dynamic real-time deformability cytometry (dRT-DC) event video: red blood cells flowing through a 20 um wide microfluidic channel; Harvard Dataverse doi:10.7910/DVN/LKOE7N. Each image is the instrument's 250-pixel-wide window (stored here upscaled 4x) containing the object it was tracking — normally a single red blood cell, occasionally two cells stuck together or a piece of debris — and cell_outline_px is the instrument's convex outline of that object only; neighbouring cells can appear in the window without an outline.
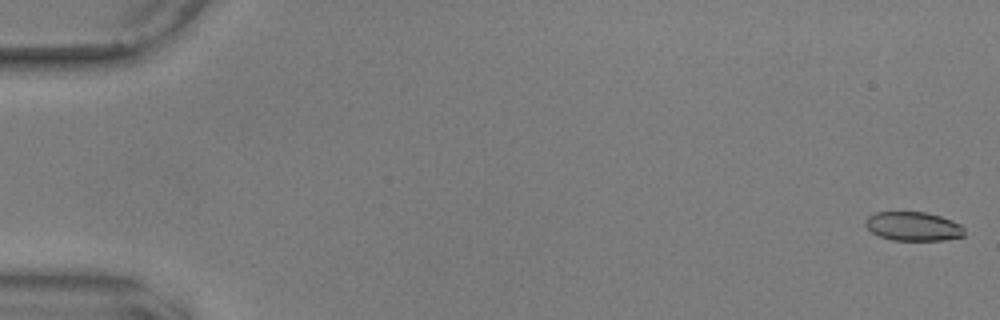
{"species": "common noctule bat (a hibernating species)", "species_latin": "Nyctalus noctula", "temperature_condition": "warm", "stored_images_in_passage": 56, "camera_frame_rate_fps": 3000, "um_per_image_px": 0.085, "animal": {"sex": "male", "body_mass_g": 17.9, "forearm_length_mm": 54.2}, "frame": {"image": 1, "passage_image": 1, "time_ms": 0.0, "image_size_px": [1000, 320], "cell_outline_px": [[964, 236], [944, 240], [892, 240], [880, 236], [872, 232], [864, 224], [864, 220], [868, 216], [876, 212], [928, 212], [952, 220], [960, 224], [964, 228]], "centroid_in_image_um": [77.62, 19.23], "position_along_channel_um": 7.4, "area_um2": 16.76}}
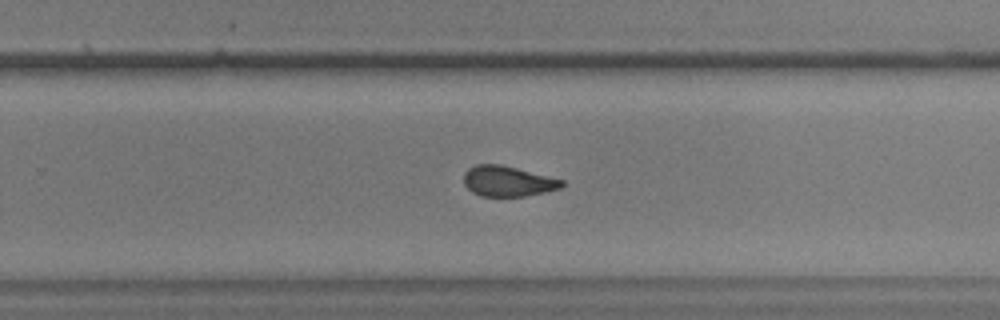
{"frame": {"image": 2, "passage_image": 37, "time_ms": 12.0, "image_size_px": [1000, 320], "cell_outline_px": [[564, 184], [560, 188], [544, 192], [524, 196], [480, 196], [472, 192], [464, 184], [464, 172], [468, 168], [476, 164], [500, 164], [564, 180]], "centroid_in_image_um": [43.13, 15.4], "position_along_channel_um": 286.7, "area_um2": 17.28}}
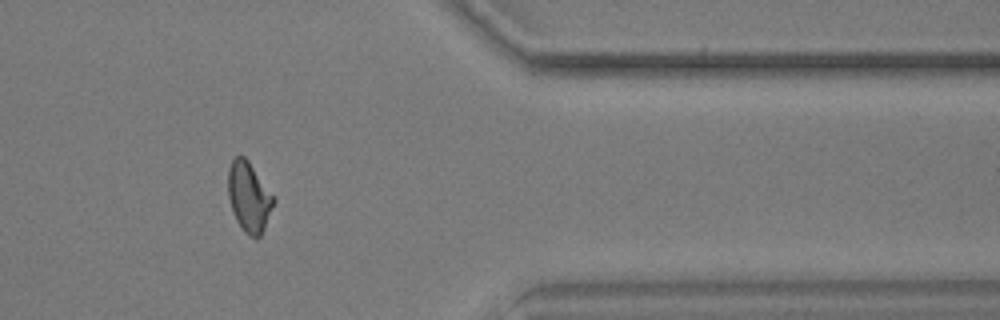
{"frame": {"image": 3, "passage_image": 47, "time_ms": 15.333, "image_size_px": [1000, 320], "cell_outline_px": [[276, 200], [264, 228], [260, 236], [256, 240], [244, 232], [236, 220], [232, 212], [228, 196], [228, 168], [232, 160], [236, 156], [244, 156], [248, 160], [276, 196]], "centroid_in_image_um": [21.18, 16.74], "position_along_channel_um": 390.2, "area_um2": 18.9}, "authors_computed_cell_mechanics": {"area_um2": 18.3226, "velocity_mm_per_s": 3.6245, "shape_relaxation_time_tau1_ms": null, "shape_relaxation_time_tau2_ms": 1.6277, "deformation_change_tau1": null, "deformation_change_tau2": 0.0753}}